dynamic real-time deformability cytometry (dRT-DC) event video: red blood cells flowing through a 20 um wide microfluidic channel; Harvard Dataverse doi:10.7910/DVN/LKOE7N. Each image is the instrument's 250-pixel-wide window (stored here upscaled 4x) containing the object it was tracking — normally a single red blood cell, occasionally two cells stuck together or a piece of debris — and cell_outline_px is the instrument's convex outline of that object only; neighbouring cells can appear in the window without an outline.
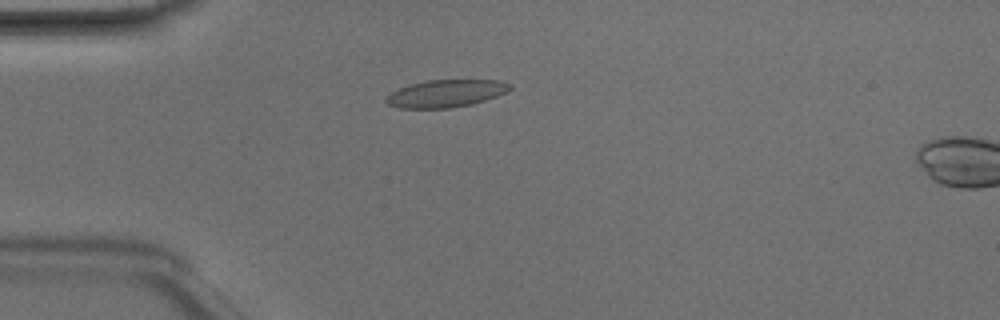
{"species": "Egyptian fruit bat (a non-hibernating species)", "species_latin": "Rousettus aegyptiacus", "temperature_condition": "room temperature", "stored_images_in_passage": 15, "camera_frame_rate_fps": 3000, "um_per_image_px": 0.085, "animal": {"sex": "male"}, "frame": {"image": 1, "passage_image": 13, "time_ms": 4.0, "image_size_px": [1000, 320], "cell_outline_px": [[512, 88], [496, 96], [472, 104], [448, 108], [400, 108], [388, 104], [384, 100], [384, 96], [400, 88], [412, 84], [428, 80], [500, 80], [512, 84]], "centroid_in_image_um": [37.89, 7.94], "position_along_channel_um": 47.1, "area_um2": 19.65}}